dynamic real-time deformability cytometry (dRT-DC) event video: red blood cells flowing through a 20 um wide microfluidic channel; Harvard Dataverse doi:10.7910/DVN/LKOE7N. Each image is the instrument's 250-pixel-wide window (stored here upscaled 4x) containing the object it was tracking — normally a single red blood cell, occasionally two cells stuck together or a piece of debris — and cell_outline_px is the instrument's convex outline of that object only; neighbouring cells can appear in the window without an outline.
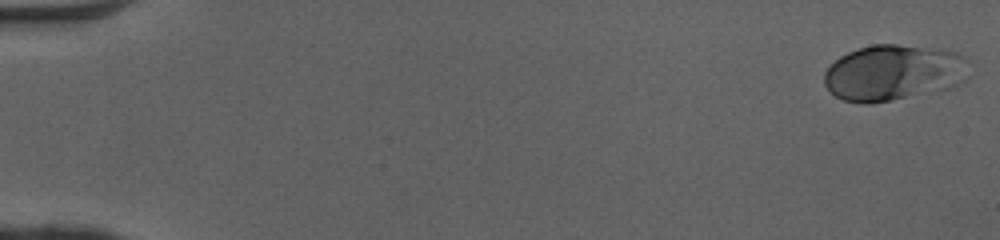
{"species": "human", "species_latin": "Homo sapiens", "temperature_condition": "cold", "stored_images_in_passage": 50, "camera_frame_rate_fps": 3000, "um_per_image_px": 0.085, "donor": {"sex": "female"}, "frame": {"image": 1, "passage_image": 1, "time_ms": 0.0, "image_size_px": [1000, 240], "cell_outline_px": [[968, 80], [960, 84], [948, 88], [868, 104], [864, 104], [844, 100], [836, 96], [824, 84], [824, 72], [840, 56], [848, 52], [872, 44], [896, 44], [940, 48], [956, 52], [964, 56], [968, 60]], "centroid_in_image_um": [75.99, 6.15], "position_along_channel_um": 9.0, "area_um2": 47.22}}
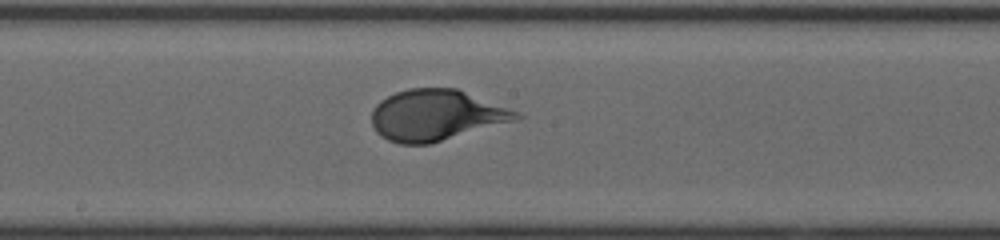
{"frame": {"image": 2, "passage_image": 28, "time_ms": 9.0, "image_size_px": [1000, 240], "cell_outline_px": [[524, 116], [516, 120], [428, 144], [400, 144], [388, 140], [380, 136], [376, 132], [372, 124], [372, 108], [380, 100], [396, 92], [408, 88], [456, 88], [520, 112]], "centroid_in_image_um": [37.04, 9.79], "position_along_channel_um": 211.2, "area_um2": 42.77}}
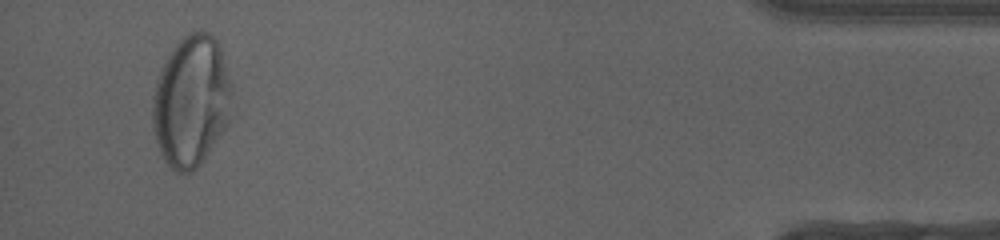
{"frame": {"image": 3, "passage_image": 48, "time_ms": 15.667, "image_size_px": [1000, 240], "cell_outline_px": [[232, 92], [228, 124], [200, 164], [192, 172], [176, 172], [164, 160], [160, 152], [152, 128], [152, 96], [156, 80], [172, 48], [188, 32], [200, 28], [208, 32], [216, 40], [220, 48], [232, 84]], "centroid_in_image_um": [16.25, 8.59], "position_along_channel_um": 419.0, "area_um2": 60.86}, "authors_computed_cell_mechanics": {"area_um2": 42.8587, "velocity_mm_per_s": 4.0881, "shape_relaxation_time_tau1_ms": 3.8492, "shape_relaxation_time_tau2_ms": null, "deformation_change_tau1": 0.1758, "deformation_change_tau2": null}}